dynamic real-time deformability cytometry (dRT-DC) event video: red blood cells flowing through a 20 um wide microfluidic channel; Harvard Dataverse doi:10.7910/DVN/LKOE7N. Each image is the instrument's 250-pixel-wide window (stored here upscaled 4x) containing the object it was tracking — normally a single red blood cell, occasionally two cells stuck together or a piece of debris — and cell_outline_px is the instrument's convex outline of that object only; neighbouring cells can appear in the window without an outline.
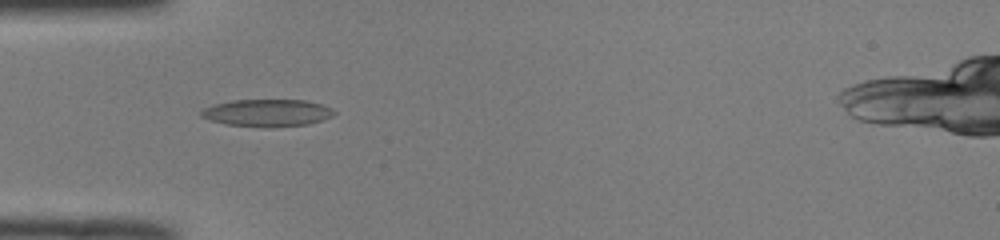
{"species": "common noctule bat (a hibernating species)", "species_latin": "Nyctalus noctula", "temperature_condition": "room temperature", "stored_images_in_passage": 21, "camera_frame_rate_fps": 3000, "um_per_image_px": 0.085, "animal": {"sex": "male", "body_mass_g": 19.0, "forearm_length_mm": 50.8}, "frame": {"image": 1, "passage_image": 1, "time_ms": 0.0, "image_size_px": [1000, 240], "cell_outline_px": [[336, 112], [332, 116], [324, 120], [308, 124], [268, 128], [264, 128], [224, 124], [208, 120], [200, 116], [200, 112], [204, 108], [216, 104], [232, 100], [304, 100], [324, 104], [332, 108]], "centroid_in_image_um": [22.73, 9.6], "position_along_channel_um": 62.3, "area_um2": 21.44}}
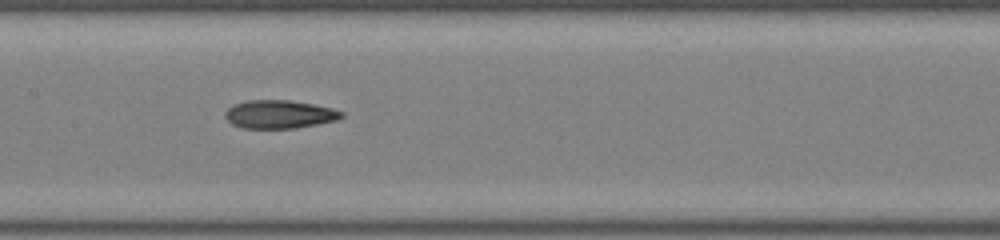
{"frame": {"image": 2, "passage_image": 10, "time_ms": 3.0, "image_size_px": [1000, 240], "cell_outline_px": [[344, 116], [336, 120], [296, 128], [244, 128], [232, 124], [224, 116], [224, 112], [228, 108], [236, 104], [248, 100], [288, 100], [312, 104], [332, 108], [344, 112]], "centroid_in_image_um": [23.75, 9.71], "position_along_channel_um": 183.7, "area_um2": 19.02}}
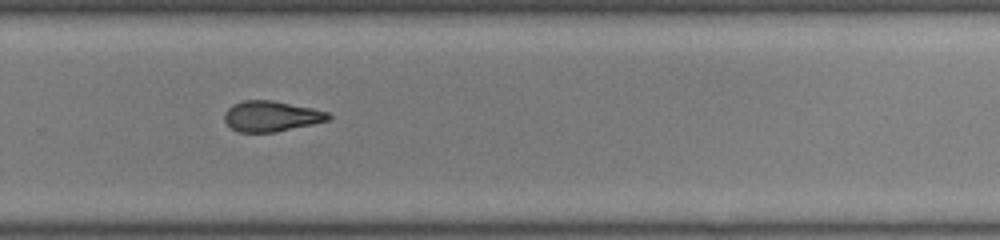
{"frame": {"image": 3, "passage_image": 19, "time_ms": 6.0, "image_size_px": [1000, 240], "cell_outline_px": [[332, 116], [328, 120], [312, 124], [276, 132], [236, 132], [224, 120], [224, 112], [232, 104], [244, 100], [272, 100], [312, 108], [328, 112]], "centroid_in_image_um": [23.03, 9.87], "position_along_channel_um": 306.8, "area_um2": 18.5}}